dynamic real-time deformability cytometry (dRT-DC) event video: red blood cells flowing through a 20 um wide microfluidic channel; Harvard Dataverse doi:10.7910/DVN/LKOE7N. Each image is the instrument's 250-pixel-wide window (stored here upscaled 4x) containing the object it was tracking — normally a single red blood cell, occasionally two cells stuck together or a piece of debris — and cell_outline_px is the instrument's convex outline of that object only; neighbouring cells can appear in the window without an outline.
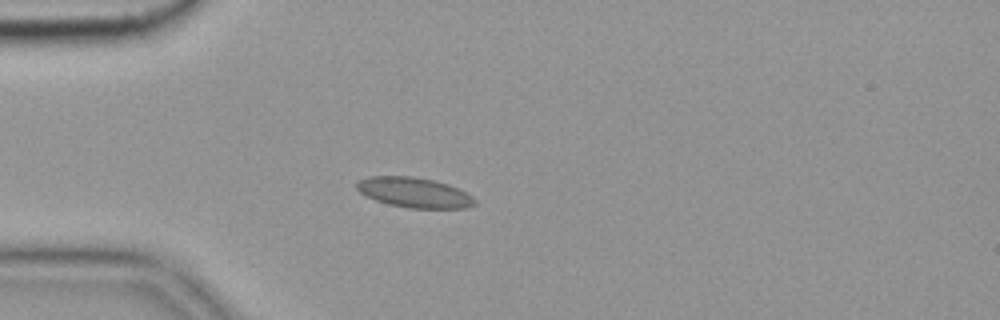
{"species": "common noctule bat (a hibernating species)", "species_latin": "Nyctalus noctula", "temperature_condition": "cold", "stored_images_in_passage": 7, "camera_frame_rate_fps": 3000, "um_per_image_px": 0.085, "animal": {"sex": "female", "body_mass_g": 19.9}, "frame": {"image": 1, "passage_image": 5, "time_ms": 1.333, "image_size_px": [1000, 320], "cell_outline_px": [[476, 204], [464, 208], [408, 208], [388, 204], [376, 200], [360, 192], [356, 188], [356, 184], [360, 180], [368, 176], [412, 176], [432, 180], [448, 184], [472, 196], [476, 200]], "centroid_in_image_um": [35.2, 16.36], "position_along_channel_um": 49.8, "area_um2": 20.52}}